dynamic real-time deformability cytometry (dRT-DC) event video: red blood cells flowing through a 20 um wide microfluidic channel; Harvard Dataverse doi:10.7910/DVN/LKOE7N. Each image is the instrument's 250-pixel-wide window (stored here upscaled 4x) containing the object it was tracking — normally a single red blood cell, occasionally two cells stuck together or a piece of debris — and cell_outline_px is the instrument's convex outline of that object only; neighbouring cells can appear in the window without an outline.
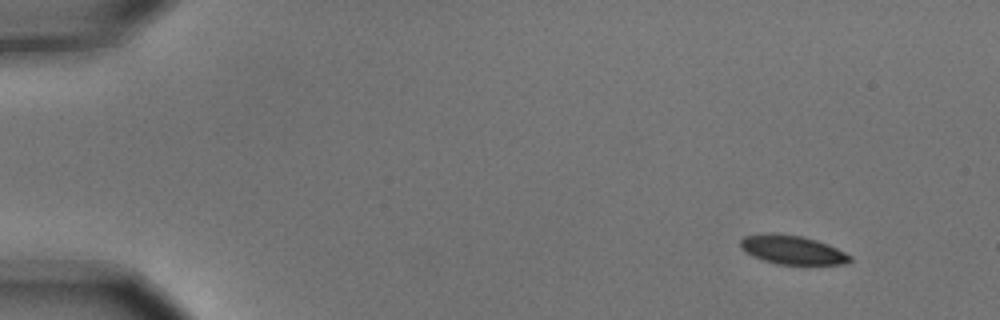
{"species": "common noctule bat (a hibernating species)", "species_latin": "Nyctalus noctula", "temperature_condition": "cold", "stored_images_in_passage": 5, "segment_of_instrument_passage": [2, 2], "camera_frame_rate_fps": 3000, "um_per_image_px": 0.085, "animal": {"sex": "male", "body_mass_g": 15.6}, "frame": {"image": 1, "passage_image": 5, "time_ms": 1.333, "image_size_px": [1000, 320], "cell_outline_px": [[852, 260], [848, 264], [780, 264], [764, 260], [752, 256], [744, 252], [740, 248], [740, 240], [744, 236], [772, 232], [800, 236], [816, 240], [828, 244], [852, 256]], "centroid_in_image_um": [67.33, 21.23], "position_along_channel_um": 17.7, "area_um2": 18.44}}